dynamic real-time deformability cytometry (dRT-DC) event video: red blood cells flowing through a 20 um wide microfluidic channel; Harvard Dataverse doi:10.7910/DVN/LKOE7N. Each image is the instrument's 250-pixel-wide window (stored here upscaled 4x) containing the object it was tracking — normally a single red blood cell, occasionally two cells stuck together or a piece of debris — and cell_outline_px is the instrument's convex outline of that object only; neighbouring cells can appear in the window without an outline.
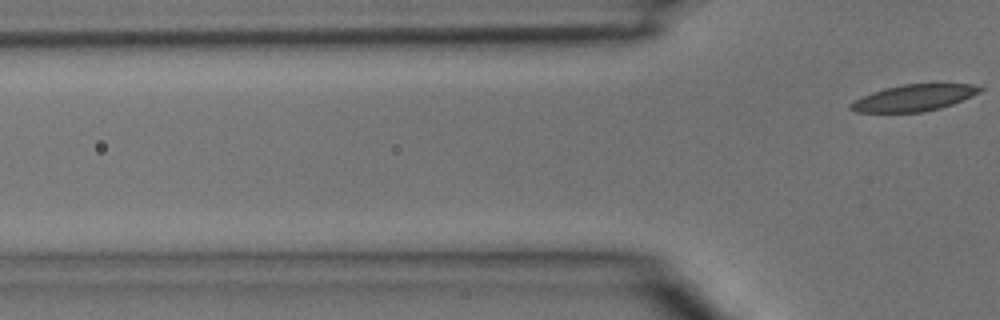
{"species": "common noctule bat (a hibernating species)", "species_latin": "Nyctalus noctula", "temperature_condition": "room temperature", "stored_images_in_passage": 5, "camera_frame_rate_fps": 3000, "um_per_image_px": 0.085, "animal": {"sex": "male", "body_mass_g": 15.6}, "frame": {"image": 1, "passage_image": 5, "time_ms": 1.333, "image_size_px": [1000, 320], "cell_outline_px": [[984, 88], [980, 92], [972, 96], [952, 104], [940, 108], [924, 112], [856, 112], [848, 108], [848, 104], [872, 92], [884, 88], [904, 84], [972, 84]], "centroid_in_image_um": [77.68, 8.32], "position_along_channel_um": 48.1, "area_um2": 19.83}}